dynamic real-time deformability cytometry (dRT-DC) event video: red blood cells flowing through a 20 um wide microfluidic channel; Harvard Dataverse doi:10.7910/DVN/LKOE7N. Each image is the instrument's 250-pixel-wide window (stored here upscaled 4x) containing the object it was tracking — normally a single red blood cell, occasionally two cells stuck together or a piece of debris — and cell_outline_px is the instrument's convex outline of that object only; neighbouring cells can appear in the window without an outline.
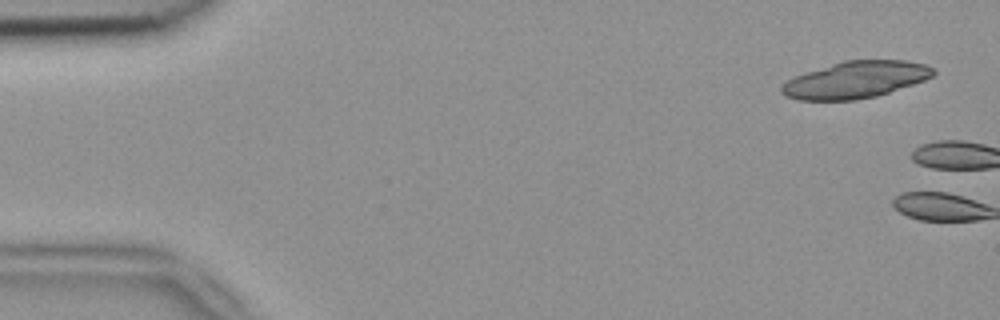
{"species": "common noctule bat (a hibernating species)", "species_latin": "Nyctalus noctula", "temperature_condition": "room temperature", "stored_images_in_passage": 5, "camera_frame_rate_fps": 3000, "um_per_image_px": 0.085, "animal": {"sex": "female", "body_mass_g": 18.4}, "frame": {"image": 1, "passage_image": 1, "time_ms": 0.0, "image_size_px": [1000, 320], "cell_outline_px": [[936, 72], [932, 76], [924, 80], [876, 96], [856, 100], [800, 100], [788, 96], [780, 92], [780, 88], [788, 80], [796, 76], [844, 60], [904, 60], [924, 64], [932, 68]], "centroid_in_image_um": [72.73, 6.78], "position_along_channel_um": 12.3, "area_um2": 31.96}}